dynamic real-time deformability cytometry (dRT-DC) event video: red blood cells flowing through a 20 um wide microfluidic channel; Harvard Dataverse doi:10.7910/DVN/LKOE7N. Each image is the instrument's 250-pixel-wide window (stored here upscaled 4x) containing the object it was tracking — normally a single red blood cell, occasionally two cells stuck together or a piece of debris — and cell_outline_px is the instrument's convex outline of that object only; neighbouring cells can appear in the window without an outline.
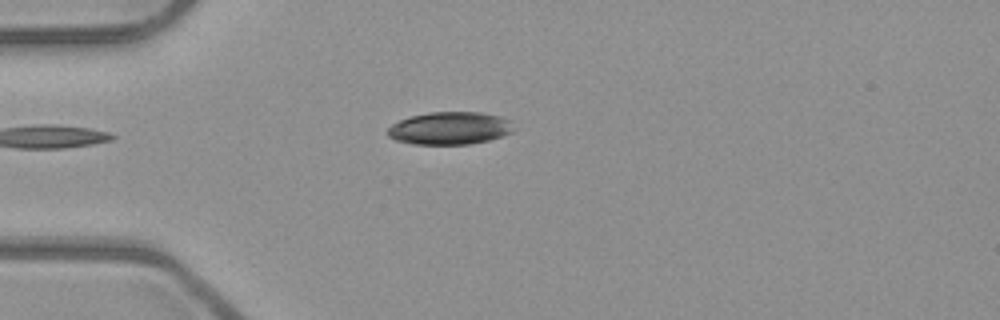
{"species": "common noctule bat (a hibernating species)", "species_latin": "Nyctalus noctula", "temperature_condition": "room temperature", "stored_images_in_passage": 4, "camera_frame_rate_fps": 3000, "um_per_image_px": 0.085, "animal": {"sex": "male", "body_mass_g": 23.1, "forearm_length_mm": 52.7}, "frame": {"image": 1, "passage_image": 4, "time_ms": 1.0, "image_size_px": [1000, 320], "cell_outline_px": [[512, 132], [488, 140], [468, 144], [412, 144], [396, 140], [388, 136], [388, 128], [392, 124], [400, 120], [412, 116], [428, 112], [480, 112], [500, 116], [512, 120]], "centroid_in_image_um": [38.23, 10.89], "position_along_channel_um": 46.8, "area_um2": 23.87}}